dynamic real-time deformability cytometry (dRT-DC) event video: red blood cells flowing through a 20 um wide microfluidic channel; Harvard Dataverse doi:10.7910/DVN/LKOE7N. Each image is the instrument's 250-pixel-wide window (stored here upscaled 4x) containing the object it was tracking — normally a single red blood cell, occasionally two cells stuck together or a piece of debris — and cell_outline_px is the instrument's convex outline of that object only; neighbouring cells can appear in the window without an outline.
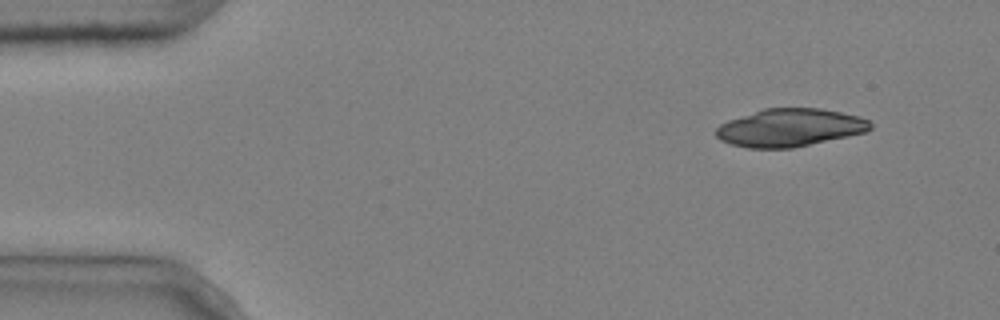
{"species": "common noctule bat (a hibernating species)", "species_latin": "Nyctalus noctula", "temperature_condition": "cold", "stored_images_in_passage": 3, "camera_frame_rate_fps": 3000, "um_per_image_px": 0.085, "animal": {"sex": "male", "body_mass_g": 20.4}, "frame": {"image": 1, "passage_image": 1, "time_ms": 0.0, "image_size_px": [1000, 320], "cell_outline_px": [[872, 128], [864, 132], [848, 136], [792, 148], [748, 148], [732, 144], [720, 140], [716, 136], [716, 128], [720, 124], [728, 120], [764, 108], [820, 108], [860, 116], [868, 120], [872, 124]], "centroid_in_image_um": [67.13, 10.85], "position_along_channel_um": 17.9, "area_um2": 33.93}}